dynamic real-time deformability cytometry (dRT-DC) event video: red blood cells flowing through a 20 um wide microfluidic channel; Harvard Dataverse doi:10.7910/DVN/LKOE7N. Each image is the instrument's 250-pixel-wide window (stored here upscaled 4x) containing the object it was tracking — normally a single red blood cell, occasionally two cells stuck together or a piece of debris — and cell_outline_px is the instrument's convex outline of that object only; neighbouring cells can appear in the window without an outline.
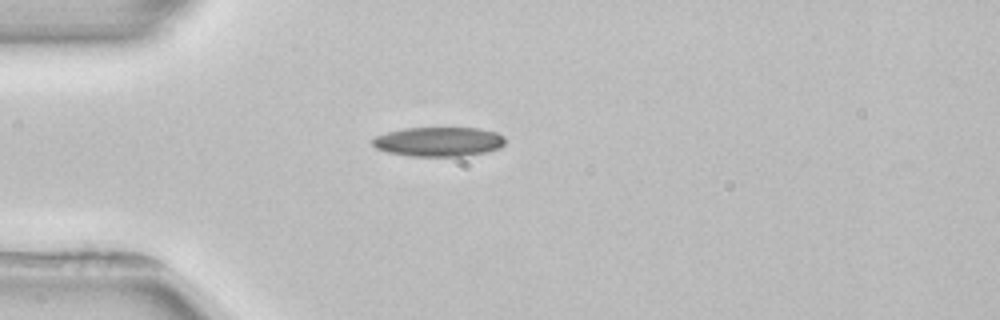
{"species": "common noctule bat (a hibernating species)", "species_latin": "Nyctalus noctula", "temperature_condition": "room temperature", "stored_images_in_passage": 1, "camera_frame_rate_fps": 3000, "um_per_image_px": 0.085, "animal": {"sex": "female", "body_mass_g": 22.7, "forearm_length_mm": 54.2}, "frame": {"image": 1, "passage_image": 1, "time_ms": 0.0, "image_size_px": [1000, 320], "cell_outline_px": [[504, 144], [500, 148], [484, 152], [464, 156], [408, 156], [388, 152], [376, 148], [372, 144], [372, 140], [376, 136], [388, 132], [404, 128], [480, 128], [496, 132], [504, 136]], "centroid_in_image_um": [37.29, 12.04], "position_along_channel_um": 47.7, "area_um2": 22.72}}